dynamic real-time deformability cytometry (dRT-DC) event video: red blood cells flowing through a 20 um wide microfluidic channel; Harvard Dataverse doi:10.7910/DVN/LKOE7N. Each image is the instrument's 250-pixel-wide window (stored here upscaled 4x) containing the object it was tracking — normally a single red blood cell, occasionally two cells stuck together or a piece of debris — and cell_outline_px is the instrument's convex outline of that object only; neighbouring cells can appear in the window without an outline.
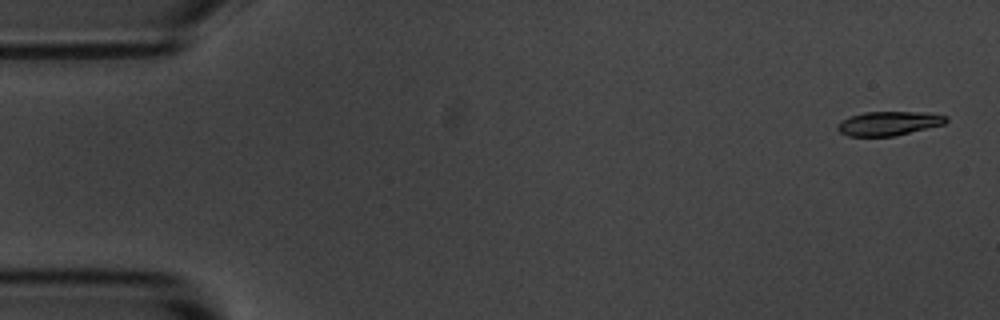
{"species": "common noctule bat (a hibernating species)", "species_latin": "Nyctalus noctula", "temperature_condition": "room temperature", "stored_images_in_passage": 54, "camera_frame_rate_fps": 3000, "um_per_image_px": 0.085, "animal": {"sex": "male", "body_mass_g": 20.1, "forearm_length_mm": 53.5}, "frame": {"image": 1, "passage_image": 1, "time_ms": 0.0, "image_size_px": [1000, 320], "cell_outline_px": [[948, 120], [944, 124], [896, 136], [848, 136], [840, 132], [836, 128], [836, 124], [840, 120], [864, 112], [928, 112], [948, 116]], "centroid_in_image_um": [75.54, 10.49], "position_along_channel_um": 9.5, "area_um2": 15.37}}
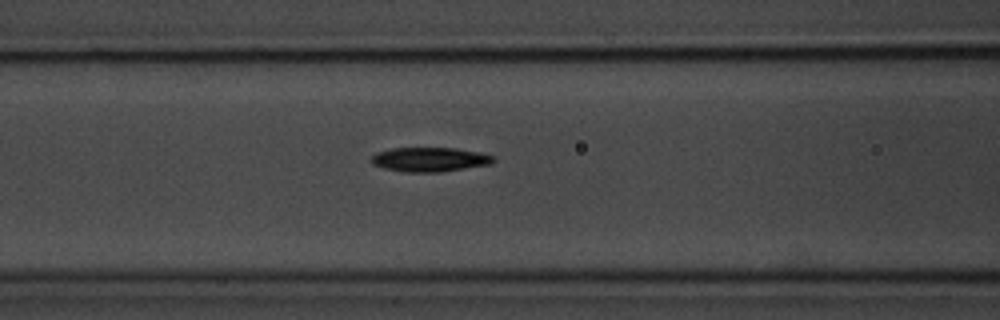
{"frame": {"image": 2, "passage_image": 21, "time_ms": 6.667, "image_size_px": [1000, 320], "cell_outline_px": [[496, 160], [492, 164], [440, 172], [404, 172], [384, 168], [372, 164], [372, 156], [376, 152], [392, 148], [456, 148], [480, 152], [496, 156]], "centroid_in_image_um": [36.57, 13.55], "position_along_channel_um": 130.0, "area_um2": 17.46}}
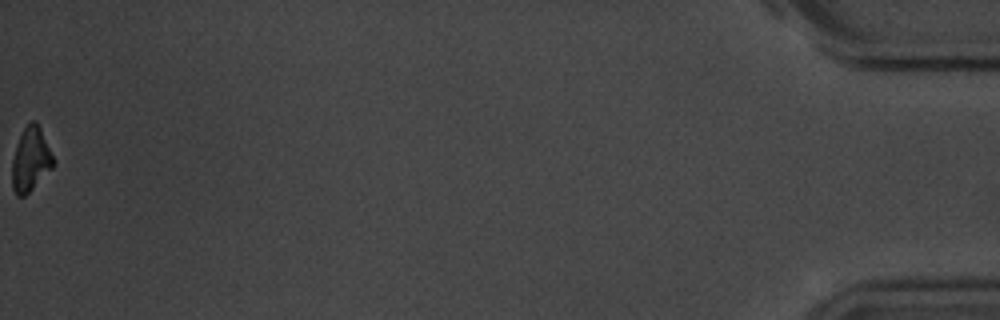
{"frame": {"image": 3, "passage_image": 54, "time_ms": 17.667, "image_size_px": [1000, 320], "cell_outline_px": [[56, 160], [52, 168], [24, 196], [16, 196], [12, 188], [12, 160], [16, 144], [24, 128], [32, 120], [36, 120]], "centroid_in_image_um": [2.61, 13.55], "position_along_channel_um": 432.6, "area_um2": 15.32}, "authors_computed_cell_mechanics": {"area_um2": 16.5886, "velocity_mm_per_s": 3.6737, "shape_relaxation_time_tau1_ms": 2.4327, "shape_relaxation_time_tau2_ms": null, "deformation_change_tau1": 0.1305, "deformation_change_tau2": null}}